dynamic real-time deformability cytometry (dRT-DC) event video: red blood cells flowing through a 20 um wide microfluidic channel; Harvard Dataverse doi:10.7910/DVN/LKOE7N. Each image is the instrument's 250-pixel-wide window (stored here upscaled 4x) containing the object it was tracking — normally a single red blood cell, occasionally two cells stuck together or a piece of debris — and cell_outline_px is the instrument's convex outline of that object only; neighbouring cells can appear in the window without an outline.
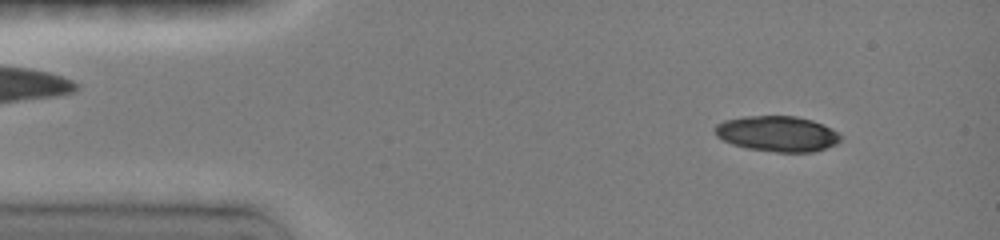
{"species": "common noctule bat (a hibernating species)", "species_latin": "Nyctalus noctula", "temperature_condition": "room temperature", "stored_images_in_passage": 46, "camera_frame_rate_fps": 3000, "um_per_image_px": 0.085, "animal": {"sex": "female", "body_mass_g": 19.0, "forearm_length_mm": 51.5}, "frame": {"image": 1, "passage_image": 4, "time_ms": 1.0, "image_size_px": [1000, 240], "cell_outline_px": [[840, 140], [836, 144], [812, 152], [776, 152], [748, 148], [732, 144], [716, 136], [712, 128], [716, 124], [724, 120], [744, 116], [796, 116], [812, 120], [824, 124], [840, 132]], "centroid_in_image_um": [66.06, 11.36], "position_along_channel_um": 18.9, "area_um2": 26.18}}
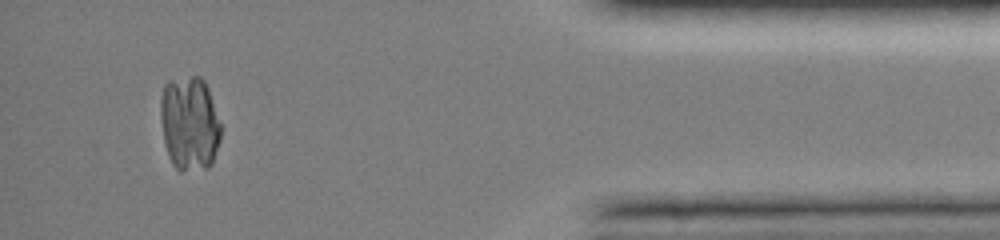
{"frame": {"image": 2, "passage_image": 42, "time_ms": 13.667, "image_size_px": [1000, 240], "cell_outline_px": [[220, 140], [212, 164], [208, 168], [180, 172], [172, 164], [168, 156], [164, 140], [160, 116], [160, 100], [164, 84], [168, 80], [192, 76], [200, 76], [204, 80], [208, 88], [220, 124]], "centroid_in_image_um": [16.09, 10.5], "position_along_channel_um": 419.1, "area_um2": 33.47}}